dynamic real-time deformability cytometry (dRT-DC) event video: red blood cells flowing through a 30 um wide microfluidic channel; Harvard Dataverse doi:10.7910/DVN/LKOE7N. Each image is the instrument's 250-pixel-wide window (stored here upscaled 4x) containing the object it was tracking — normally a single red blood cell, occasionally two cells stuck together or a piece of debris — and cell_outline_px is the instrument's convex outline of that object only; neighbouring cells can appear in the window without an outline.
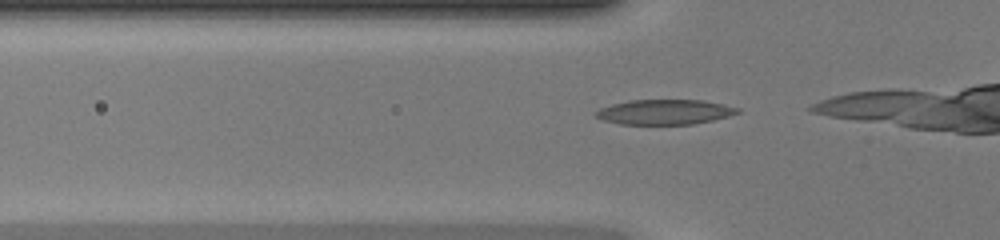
{"species": "common noctule bat (a hibernating species)", "species_latin": "Nyctalus noctula", "temperature_condition": "warm", "stored_images_in_passage": 13, "camera_frame_rate_fps": 3000, "um_per_image_px": 0.085, "animal": {"sex": "female", "body_mass_g": 20.0, "forearm_length_mm": 54.0}, "frame": {"image": 1, "passage_image": 10, "time_ms": 3.0, "image_size_px": [1000, 240], "cell_outline_px": [[740, 112], [728, 116], [712, 120], [692, 124], [620, 124], [604, 120], [592, 116], [600, 108], [612, 104], [628, 100], [700, 100], [724, 104], [740, 108]], "centroid_in_image_um": [56.48, 9.51], "position_along_channel_um": 69.3, "area_um2": 20.58}}